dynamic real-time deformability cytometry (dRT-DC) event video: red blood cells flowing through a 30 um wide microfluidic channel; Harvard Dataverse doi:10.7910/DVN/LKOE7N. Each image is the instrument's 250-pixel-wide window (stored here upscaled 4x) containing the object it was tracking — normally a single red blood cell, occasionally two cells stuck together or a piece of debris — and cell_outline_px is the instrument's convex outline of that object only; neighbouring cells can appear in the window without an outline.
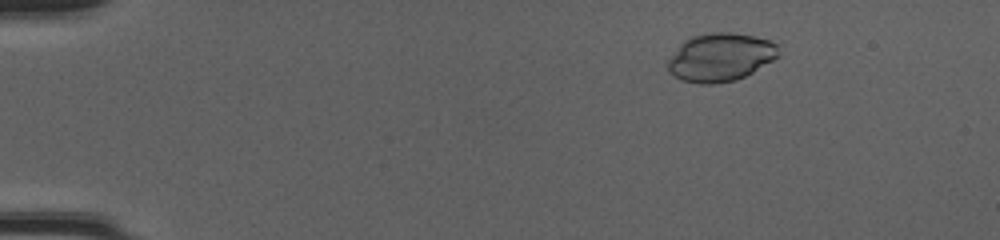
{"species": "common noctule bat (a hibernating species)", "species_latin": "Nyctalus noctula", "temperature_condition": "cold", "stored_images_in_passage": 50, "camera_frame_rate_fps": 3000, "um_per_image_px": 0.085, "animal": {"sex": "female", "body_mass_g": 20.0, "forearm_length_mm": 54.0}, "frame": {"image": 1, "passage_image": 8, "time_ms": 2.333, "image_size_px": [1000, 240], "cell_outline_px": [[780, 56], [752, 72], [736, 80], [712, 84], [700, 84], [680, 80], [672, 76], [668, 72], [668, 60], [680, 44], [684, 40], [692, 36], [712, 32], [732, 32], [752, 36], [768, 40], [776, 44]], "centroid_in_image_um": [61.2, 4.87], "position_along_channel_um": 23.8, "area_um2": 31.1}}
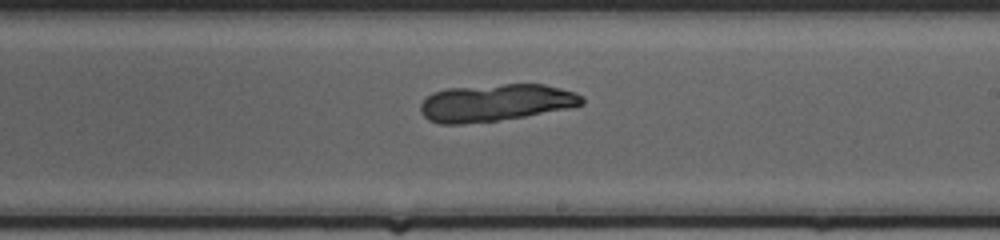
{"frame": {"image": 2, "passage_image": 31, "time_ms": 10.0, "image_size_px": [1000, 240], "cell_outline_px": [[584, 104], [568, 108], [524, 116], [496, 120], [464, 124], [440, 124], [428, 120], [420, 112], [420, 104], [432, 92], [448, 88], [504, 84], [544, 84], [576, 92], [584, 96]], "centroid_in_image_um": [42.12, 8.72], "position_along_channel_um": 246.9, "area_um2": 34.97}}
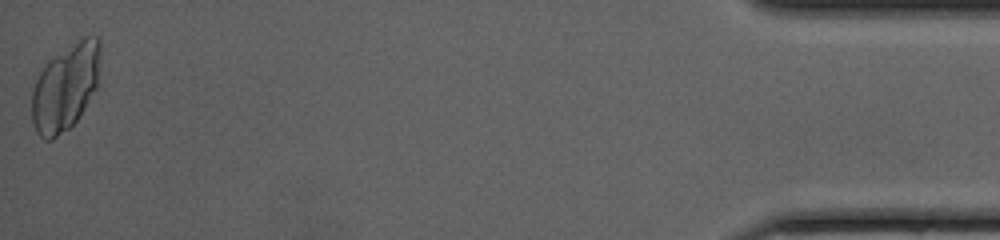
{"frame": {"image": 3, "passage_image": 50, "time_ms": 16.333, "image_size_px": [1000, 240], "cell_outline_px": [[100, 56], [96, 88], [80, 116], [68, 128], [52, 140], [44, 140], [36, 132], [32, 120], [32, 88], [40, 72], [48, 60], [84, 36], [96, 36], [100, 40]], "centroid_in_image_um": [5.55, 7.42], "position_along_channel_um": 429.6, "area_um2": 34.39}}